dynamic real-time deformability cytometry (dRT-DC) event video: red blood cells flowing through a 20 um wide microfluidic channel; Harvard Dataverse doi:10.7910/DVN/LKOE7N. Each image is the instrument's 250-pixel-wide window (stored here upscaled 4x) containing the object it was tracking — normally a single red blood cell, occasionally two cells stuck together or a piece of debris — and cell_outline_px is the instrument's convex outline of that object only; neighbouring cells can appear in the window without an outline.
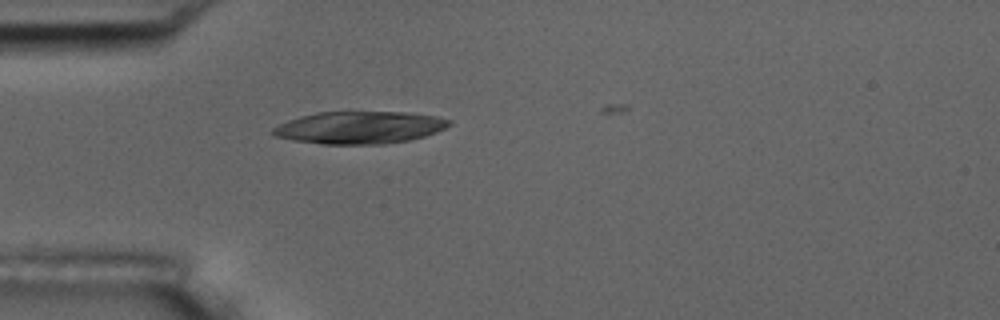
{"species": "common noctule bat (a hibernating species)", "species_latin": "Nyctalus noctula", "temperature_condition": "room temperature", "stored_images_in_passage": 17, "camera_frame_rate_fps": 3000, "um_per_image_px": 0.085, "animal": {"sex": "male", "body_mass_g": 17.5, "forearm_length_mm": 52.3}, "frame": {"image": 1, "passage_image": 12, "time_ms": 3.667, "image_size_px": [1000, 320], "cell_outline_px": [[452, 124], [436, 132], [412, 140], [384, 144], [320, 144], [292, 140], [272, 136], [272, 128], [288, 120], [300, 116], [316, 112], [408, 112], [436, 116], [452, 120]], "centroid_in_image_um": [30.56, 10.84], "position_along_channel_um": 54.4, "area_um2": 33.47}}